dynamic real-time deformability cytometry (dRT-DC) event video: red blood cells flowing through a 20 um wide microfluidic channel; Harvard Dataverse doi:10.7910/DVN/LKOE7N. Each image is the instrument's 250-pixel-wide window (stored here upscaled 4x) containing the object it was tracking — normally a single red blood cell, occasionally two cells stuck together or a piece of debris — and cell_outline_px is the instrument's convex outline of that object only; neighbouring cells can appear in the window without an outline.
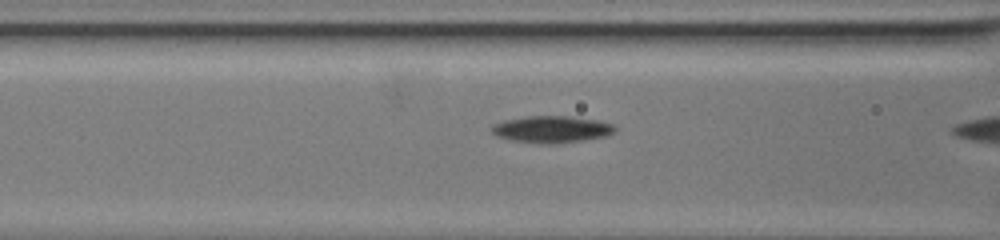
{"species": "common noctule bat (a hibernating species)", "species_latin": "Nyctalus noctula", "temperature_condition": "warm", "stored_images_in_passage": 10, "camera_frame_rate_fps": 3000, "um_per_image_px": 0.085, "animal": {"sex": "female", "body_mass_g": 19.5, "forearm_length_mm": 54.1}, "frame": {"image": 1, "passage_image": 9, "time_ms": 2.667, "image_size_px": [1000, 240], "cell_outline_px": [[616, 128], [612, 132], [604, 136], [556, 144], [540, 144], [508, 140], [496, 136], [492, 132], [492, 124], [508, 120], [528, 116], [568, 116], [596, 120], [612, 124]], "centroid_in_image_um": [46.83, 11.0], "position_along_channel_um": 119.8, "area_um2": 19.07}}